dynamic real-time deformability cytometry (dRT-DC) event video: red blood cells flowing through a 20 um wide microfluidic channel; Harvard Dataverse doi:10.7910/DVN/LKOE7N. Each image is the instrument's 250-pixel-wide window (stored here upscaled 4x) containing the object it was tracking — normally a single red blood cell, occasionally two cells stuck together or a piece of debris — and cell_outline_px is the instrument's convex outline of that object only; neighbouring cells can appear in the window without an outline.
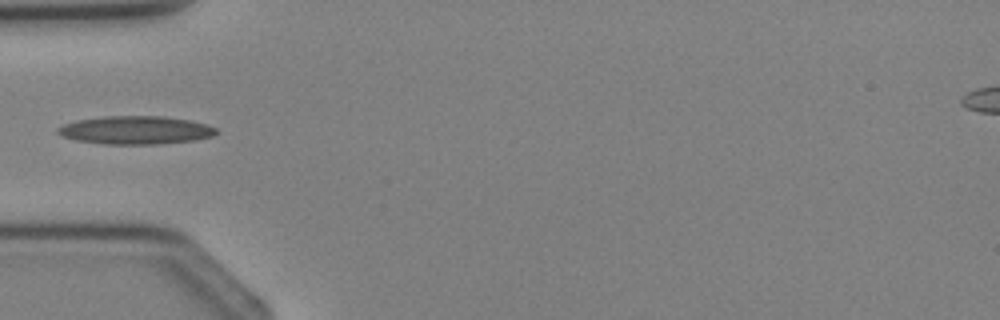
{"species": "Egyptian fruit bat (a non-hibernating species)", "species_latin": "Rousettus aegyptiacus", "temperature_condition": "cold", "stored_images_in_passage": 1, "camera_frame_rate_fps": 3000, "um_per_image_px": 0.085, "animal": {"sex": "female"}, "frame": {"image": 1, "passage_image": 1, "time_ms": 0.0, "image_size_px": [1000, 320], "cell_outline_px": [[216, 132], [212, 136], [192, 140], [160, 144], [104, 144], [76, 140], [64, 136], [56, 132], [56, 128], [64, 124], [76, 120], [104, 116], [164, 116], [188, 120], [208, 124], [216, 128]], "centroid_in_image_um": [11.5, 11.05], "position_along_channel_um": 73.5, "area_um2": 25.95}}